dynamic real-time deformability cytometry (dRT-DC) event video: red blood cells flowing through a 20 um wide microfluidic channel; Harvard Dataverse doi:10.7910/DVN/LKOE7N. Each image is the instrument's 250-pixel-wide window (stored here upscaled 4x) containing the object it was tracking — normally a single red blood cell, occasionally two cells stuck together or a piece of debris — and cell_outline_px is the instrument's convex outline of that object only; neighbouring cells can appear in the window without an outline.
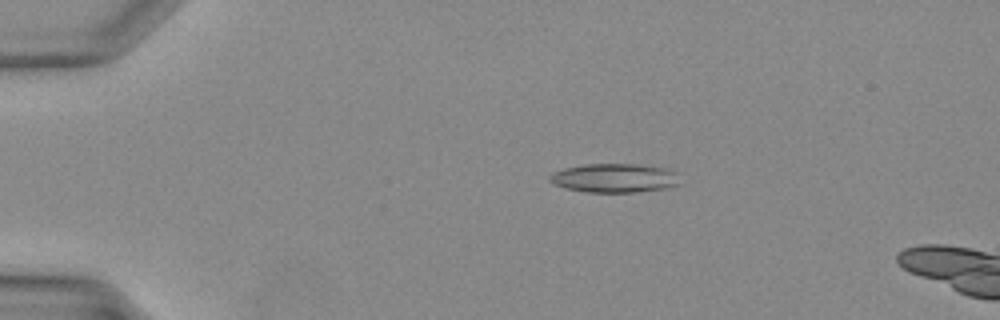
{"species": "Egyptian fruit bat (a non-hibernating species)", "species_latin": "Rousettus aegyptiacus", "temperature_condition": "warm", "stored_images_in_passage": 11, "camera_frame_rate_fps": 3000, "um_per_image_px": 0.085, "animal": {"sex": "female"}, "frame": {"image": 1, "passage_image": 8, "time_ms": 2.333, "image_size_px": [1000, 320], "cell_outline_px": [[680, 184], [668, 188], [636, 192], [588, 192], [568, 188], [556, 184], [548, 180], [548, 176], [552, 172], [564, 168], [588, 164], [636, 164], [664, 168], [676, 172]], "centroid_in_image_um": [52.24, 15.13], "position_along_channel_um": 32.8, "area_um2": 21.85}}